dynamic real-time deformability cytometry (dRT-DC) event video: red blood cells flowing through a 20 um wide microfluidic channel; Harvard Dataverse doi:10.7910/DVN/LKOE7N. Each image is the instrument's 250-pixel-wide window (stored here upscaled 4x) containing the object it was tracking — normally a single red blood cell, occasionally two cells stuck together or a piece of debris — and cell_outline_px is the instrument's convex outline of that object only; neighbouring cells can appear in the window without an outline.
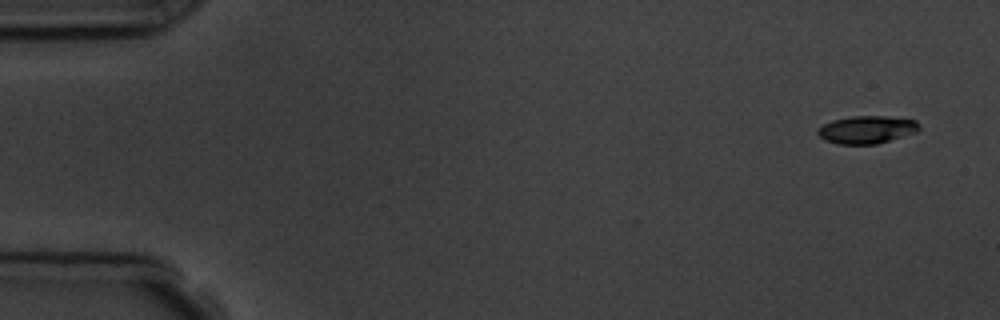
{"species": "common noctule bat (a hibernating species)", "species_latin": "Nyctalus noctula", "temperature_condition": "room temperature", "stored_images_in_passage": 5, "camera_frame_rate_fps": 3000, "um_per_image_px": 0.085, "animal": {"sex": "male", "body_mass_g": 19.5, "forearm_length_mm": 54.6}, "frame": {"image": 1, "passage_image": 1, "time_ms": 0.0, "image_size_px": [1000, 320], "cell_outline_px": [[920, 128], [916, 132], [876, 144], [836, 144], [824, 140], [816, 132], [816, 128], [832, 120], [852, 116], [888, 116], [916, 120], [920, 124]], "centroid_in_image_um": [73.65, 11.01], "position_along_channel_um": 11.3, "area_um2": 16.47}}
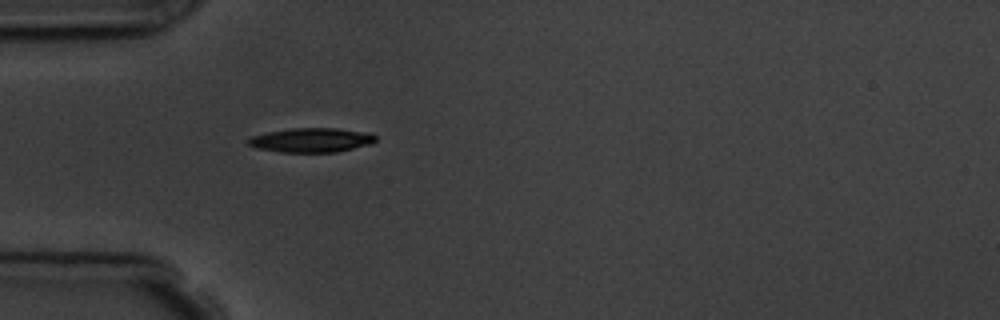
{"frame": {"image": 2, "passage_image": 5, "time_ms": 4.667, "image_size_px": [1000, 320], "cell_outline_px": [[376, 140], [372, 144], [336, 152], [280, 152], [256, 148], [248, 144], [244, 140], [252, 136], [268, 132], [292, 128], [336, 128], [368, 132], [376, 136]], "centroid_in_image_um": [26.46, 11.91], "position_along_channel_um": 58.5, "area_um2": 18.15}}